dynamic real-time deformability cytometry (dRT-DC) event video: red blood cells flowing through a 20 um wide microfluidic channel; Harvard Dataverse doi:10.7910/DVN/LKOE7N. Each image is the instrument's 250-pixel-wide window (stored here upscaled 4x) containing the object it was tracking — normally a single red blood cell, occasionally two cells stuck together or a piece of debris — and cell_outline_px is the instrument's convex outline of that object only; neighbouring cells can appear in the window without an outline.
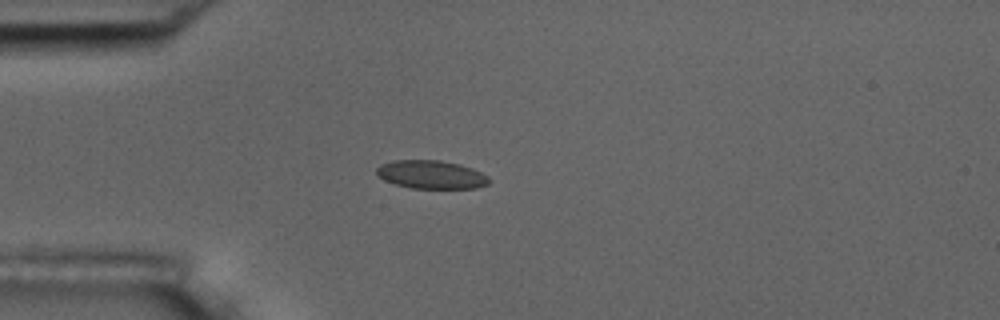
{"species": "common noctule bat (a hibernating species)", "species_latin": "Nyctalus noctula", "temperature_condition": "room temperature", "stored_images_in_passage": 6, "camera_frame_rate_fps": 3000, "um_per_image_px": 0.085, "animal": {"sex": "male", "body_mass_g": 17.5, "forearm_length_mm": 52.3}, "frame": {"image": 1, "passage_image": 3, "time_ms": 3.333, "image_size_px": [1000, 320], "cell_outline_px": [[492, 180], [488, 184], [476, 188], [412, 188], [396, 184], [384, 180], [376, 176], [376, 168], [380, 164], [392, 160], [440, 160], [460, 164], [472, 168], [488, 176]], "centroid_in_image_um": [36.64, 14.83], "position_along_channel_um": 48.4, "area_um2": 18.73}}